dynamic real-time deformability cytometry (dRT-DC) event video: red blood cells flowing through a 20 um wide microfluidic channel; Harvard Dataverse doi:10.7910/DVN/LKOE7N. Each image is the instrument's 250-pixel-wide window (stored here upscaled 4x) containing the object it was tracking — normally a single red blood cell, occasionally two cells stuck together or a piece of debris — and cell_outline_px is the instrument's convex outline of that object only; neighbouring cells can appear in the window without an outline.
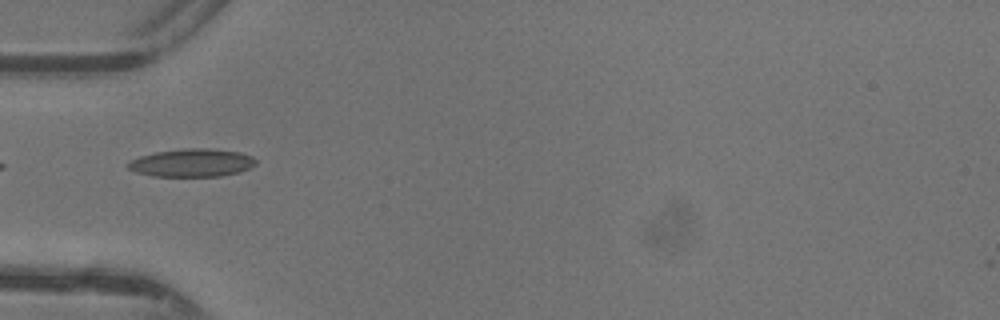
{"species": "common noctule bat (a hibernating species)", "species_latin": "Nyctalus noctula", "temperature_condition": "warm", "stored_images_in_passage": 32, "camera_frame_rate_fps": 3000, "um_per_image_px": 0.085, "animal": {"sex": "female"}, "frame": {"image": 1, "passage_image": 1, "time_ms": 0.0, "image_size_px": [1000, 320], "cell_outline_px": [[256, 164], [240, 172], [220, 176], [152, 176], [136, 172], [128, 168], [128, 164], [132, 160], [140, 156], [156, 152], [184, 148], [208, 148], [240, 152], [252, 156], [256, 160]], "centroid_in_image_um": [16.33, 13.83], "position_along_channel_um": 68.7, "area_um2": 20.75}}
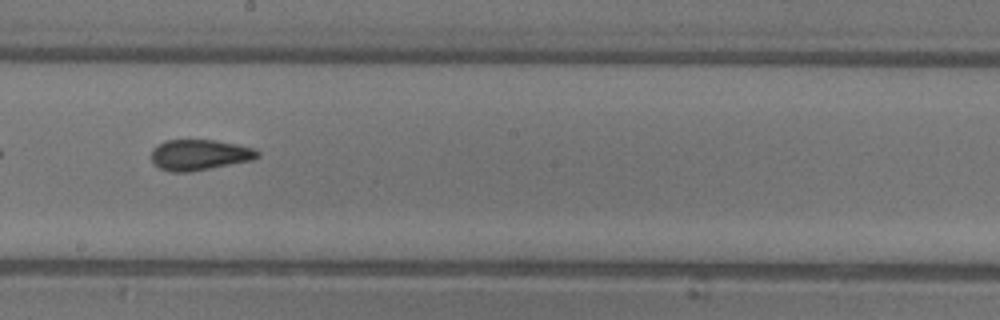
{"frame": {"image": 2, "passage_image": 12, "time_ms": 3.667, "image_size_px": [1000, 320], "cell_outline_px": [[260, 156], [252, 160], [188, 172], [172, 172], [160, 168], [152, 160], [152, 148], [164, 140], [216, 140], [236, 144], [252, 148], [260, 152]], "centroid_in_image_um": [16.95, 13.15], "position_along_channel_um": 231.2, "area_um2": 18.84}}
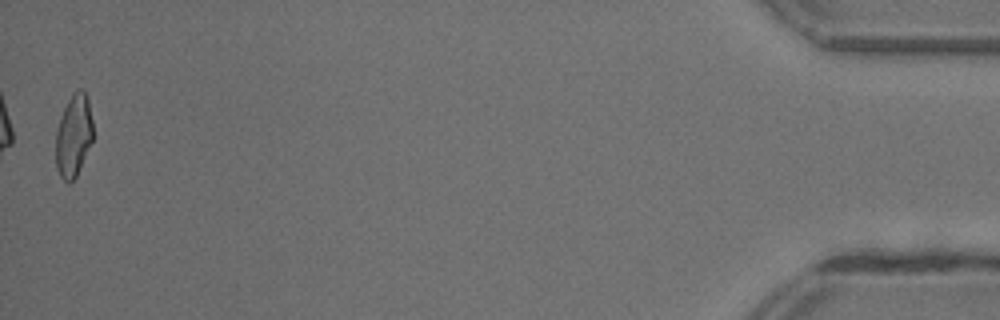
{"frame": {"image": 3, "passage_image": 32, "time_ms": 10.333, "image_size_px": [1000, 320], "cell_outline_px": [[92, 140], [76, 176], [68, 184], [60, 176], [56, 168], [56, 132], [60, 116], [72, 92], [76, 88], [80, 88], [88, 96], [92, 120]], "centroid_in_image_um": [6.25, 11.49], "position_along_channel_um": 429.0, "area_um2": 17.86}, "authors_computed_cell_mechanics": {"area_um2": 18.8139, "velocity_mm_per_s": 4.421, "shape_relaxation_time_tau1_ms": 7.8414, "shape_relaxation_time_tau2_ms": 1.307, "deformation_change_tau1": 0.2358, "deformation_change_tau2": 0.0873}}